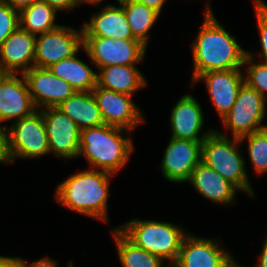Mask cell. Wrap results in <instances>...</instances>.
Instances as JSON below:
<instances>
[{"label":"cell","instance_id":"f35d334b","mask_svg":"<svg viewBox=\"0 0 267 267\" xmlns=\"http://www.w3.org/2000/svg\"><path fill=\"white\" fill-rule=\"evenodd\" d=\"M82 1L83 2H86V3H90V4H93V5H96V4H99V2L101 0H77V2H78L79 5L81 4Z\"/></svg>","mask_w":267,"mask_h":267},{"label":"cell","instance_id":"ffe728a7","mask_svg":"<svg viewBox=\"0 0 267 267\" xmlns=\"http://www.w3.org/2000/svg\"><path fill=\"white\" fill-rule=\"evenodd\" d=\"M207 199L215 203H233L238 189L202 161L194 168L188 180Z\"/></svg>","mask_w":267,"mask_h":267},{"label":"cell","instance_id":"9a60e30c","mask_svg":"<svg viewBox=\"0 0 267 267\" xmlns=\"http://www.w3.org/2000/svg\"><path fill=\"white\" fill-rule=\"evenodd\" d=\"M198 80H205L210 98L221 119L231 110L245 83L240 69L209 71L200 74L194 82Z\"/></svg>","mask_w":267,"mask_h":267},{"label":"cell","instance_id":"7402d4cb","mask_svg":"<svg viewBox=\"0 0 267 267\" xmlns=\"http://www.w3.org/2000/svg\"><path fill=\"white\" fill-rule=\"evenodd\" d=\"M97 86L132 95L146 85L145 77L135 65H113L99 68Z\"/></svg>","mask_w":267,"mask_h":267},{"label":"cell","instance_id":"74e56055","mask_svg":"<svg viewBox=\"0 0 267 267\" xmlns=\"http://www.w3.org/2000/svg\"><path fill=\"white\" fill-rule=\"evenodd\" d=\"M12 73L0 64V87Z\"/></svg>","mask_w":267,"mask_h":267},{"label":"cell","instance_id":"8d00e7d4","mask_svg":"<svg viewBox=\"0 0 267 267\" xmlns=\"http://www.w3.org/2000/svg\"><path fill=\"white\" fill-rule=\"evenodd\" d=\"M259 258V263L256 267H267V239L262 247V252Z\"/></svg>","mask_w":267,"mask_h":267},{"label":"cell","instance_id":"5b68a950","mask_svg":"<svg viewBox=\"0 0 267 267\" xmlns=\"http://www.w3.org/2000/svg\"><path fill=\"white\" fill-rule=\"evenodd\" d=\"M240 143L242 142L239 138L233 137L231 140L225 134L213 131L202 143L201 161L238 190L254 196L245 171V162L237 149Z\"/></svg>","mask_w":267,"mask_h":267},{"label":"cell","instance_id":"7c38bea8","mask_svg":"<svg viewBox=\"0 0 267 267\" xmlns=\"http://www.w3.org/2000/svg\"><path fill=\"white\" fill-rule=\"evenodd\" d=\"M92 94L101 111L104 124L133 130L143 118L138 107L131 100V95L115 92L96 86Z\"/></svg>","mask_w":267,"mask_h":267},{"label":"cell","instance_id":"30bf717a","mask_svg":"<svg viewBox=\"0 0 267 267\" xmlns=\"http://www.w3.org/2000/svg\"><path fill=\"white\" fill-rule=\"evenodd\" d=\"M41 108L50 152L66 159L78 157L81 129L57 107Z\"/></svg>","mask_w":267,"mask_h":267},{"label":"cell","instance_id":"4fadbf2b","mask_svg":"<svg viewBox=\"0 0 267 267\" xmlns=\"http://www.w3.org/2000/svg\"><path fill=\"white\" fill-rule=\"evenodd\" d=\"M216 240L187 234L181 244L175 267H230L235 261L230 253L220 248Z\"/></svg>","mask_w":267,"mask_h":267},{"label":"cell","instance_id":"52a82bcc","mask_svg":"<svg viewBox=\"0 0 267 267\" xmlns=\"http://www.w3.org/2000/svg\"><path fill=\"white\" fill-rule=\"evenodd\" d=\"M265 98L244 83L228 114L222 119L225 128H230L234 138H242L251 133L263 130L258 126L265 118Z\"/></svg>","mask_w":267,"mask_h":267},{"label":"cell","instance_id":"d590c367","mask_svg":"<svg viewBox=\"0 0 267 267\" xmlns=\"http://www.w3.org/2000/svg\"><path fill=\"white\" fill-rule=\"evenodd\" d=\"M0 267H20L19 258L0 256Z\"/></svg>","mask_w":267,"mask_h":267},{"label":"cell","instance_id":"603a6c76","mask_svg":"<svg viewBox=\"0 0 267 267\" xmlns=\"http://www.w3.org/2000/svg\"><path fill=\"white\" fill-rule=\"evenodd\" d=\"M48 69L77 92H90L97 86V73L78 59L76 54L54 63Z\"/></svg>","mask_w":267,"mask_h":267},{"label":"cell","instance_id":"d6a6232c","mask_svg":"<svg viewBox=\"0 0 267 267\" xmlns=\"http://www.w3.org/2000/svg\"><path fill=\"white\" fill-rule=\"evenodd\" d=\"M51 7L55 8L57 11L67 10L70 11L71 8L73 9L76 5H79L77 0H41Z\"/></svg>","mask_w":267,"mask_h":267},{"label":"cell","instance_id":"e575fe53","mask_svg":"<svg viewBox=\"0 0 267 267\" xmlns=\"http://www.w3.org/2000/svg\"><path fill=\"white\" fill-rule=\"evenodd\" d=\"M139 3L145 4L147 7H150L157 11L159 14L161 12L162 6L165 0H135Z\"/></svg>","mask_w":267,"mask_h":267},{"label":"cell","instance_id":"6da1fadb","mask_svg":"<svg viewBox=\"0 0 267 267\" xmlns=\"http://www.w3.org/2000/svg\"><path fill=\"white\" fill-rule=\"evenodd\" d=\"M205 21L192 44L194 71L192 82L209 71L240 69L247 55L241 46L220 25L210 6H206Z\"/></svg>","mask_w":267,"mask_h":267},{"label":"cell","instance_id":"ab89813d","mask_svg":"<svg viewBox=\"0 0 267 267\" xmlns=\"http://www.w3.org/2000/svg\"><path fill=\"white\" fill-rule=\"evenodd\" d=\"M230 267H240L239 265H237V263L234 261Z\"/></svg>","mask_w":267,"mask_h":267},{"label":"cell","instance_id":"d4e9b609","mask_svg":"<svg viewBox=\"0 0 267 267\" xmlns=\"http://www.w3.org/2000/svg\"><path fill=\"white\" fill-rule=\"evenodd\" d=\"M58 12L43 1L35 2L19 12V26L25 31L37 36L55 30L60 25L55 24V14Z\"/></svg>","mask_w":267,"mask_h":267},{"label":"cell","instance_id":"3957f363","mask_svg":"<svg viewBox=\"0 0 267 267\" xmlns=\"http://www.w3.org/2000/svg\"><path fill=\"white\" fill-rule=\"evenodd\" d=\"M123 130L127 131L107 124L81 129L79 156L84 155L92 169L100 167L114 175L133 151L130 137L121 135Z\"/></svg>","mask_w":267,"mask_h":267},{"label":"cell","instance_id":"8992f818","mask_svg":"<svg viewBox=\"0 0 267 267\" xmlns=\"http://www.w3.org/2000/svg\"><path fill=\"white\" fill-rule=\"evenodd\" d=\"M8 151L11 161L17 157L36 158L50 152L42 111L14 121L7 128ZM16 157V158H15Z\"/></svg>","mask_w":267,"mask_h":267},{"label":"cell","instance_id":"4316f807","mask_svg":"<svg viewBox=\"0 0 267 267\" xmlns=\"http://www.w3.org/2000/svg\"><path fill=\"white\" fill-rule=\"evenodd\" d=\"M248 139V152L257 174L267 171V129H263L240 138Z\"/></svg>","mask_w":267,"mask_h":267},{"label":"cell","instance_id":"cb8c5ba5","mask_svg":"<svg viewBox=\"0 0 267 267\" xmlns=\"http://www.w3.org/2000/svg\"><path fill=\"white\" fill-rule=\"evenodd\" d=\"M118 3L124 9L133 37L147 46L149 38L147 34L157 20L159 13L135 0H121Z\"/></svg>","mask_w":267,"mask_h":267},{"label":"cell","instance_id":"8fae6325","mask_svg":"<svg viewBox=\"0 0 267 267\" xmlns=\"http://www.w3.org/2000/svg\"><path fill=\"white\" fill-rule=\"evenodd\" d=\"M202 143L171 137L161 162L164 177L176 183L188 181L201 162Z\"/></svg>","mask_w":267,"mask_h":267},{"label":"cell","instance_id":"5bb4252c","mask_svg":"<svg viewBox=\"0 0 267 267\" xmlns=\"http://www.w3.org/2000/svg\"><path fill=\"white\" fill-rule=\"evenodd\" d=\"M32 102L36 107H57L77 92L68 82L55 76L48 68L32 67L24 74Z\"/></svg>","mask_w":267,"mask_h":267},{"label":"cell","instance_id":"836d02e7","mask_svg":"<svg viewBox=\"0 0 267 267\" xmlns=\"http://www.w3.org/2000/svg\"><path fill=\"white\" fill-rule=\"evenodd\" d=\"M18 12L41 0H2Z\"/></svg>","mask_w":267,"mask_h":267},{"label":"cell","instance_id":"f546056e","mask_svg":"<svg viewBox=\"0 0 267 267\" xmlns=\"http://www.w3.org/2000/svg\"><path fill=\"white\" fill-rule=\"evenodd\" d=\"M257 23L260 31V45L262 60L267 63V4L262 0H254Z\"/></svg>","mask_w":267,"mask_h":267},{"label":"cell","instance_id":"f1b7e54d","mask_svg":"<svg viewBox=\"0 0 267 267\" xmlns=\"http://www.w3.org/2000/svg\"><path fill=\"white\" fill-rule=\"evenodd\" d=\"M19 26V12L4 1H0V45Z\"/></svg>","mask_w":267,"mask_h":267},{"label":"cell","instance_id":"2e32d148","mask_svg":"<svg viewBox=\"0 0 267 267\" xmlns=\"http://www.w3.org/2000/svg\"><path fill=\"white\" fill-rule=\"evenodd\" d=\"M35 41V35L18 26L0 45V64L12 74H24L34 67Z\"/></svg>","mask_w":267,"mask_h":267},{"label":"cell","instance_id":"1f68e13d","mask_svg":"<svg viewBox=\"0 0 267 267\" xmlns=\"http://www.w3.org/2000/svg\"><path fill=\"white\" fill-rule=\"evenodd\" d=\"M27 260L24 261V259L19 258V266L20 267H57V264L55 261L50 259L49 257H45L42 259H39L37 261L32 262L31 265H28ZM72 262L69 263V267H72Z\"/></svg>","mask_w":267,"mask_h":267},{"label":"cell","instance_id":"d6986e66","mask_svg":"<svg viewBox=\"0 0 267 267\" xmlns=\"http://www.w3.org/2000/svg\"><path fill=\"white\" fill-rule=\"evenodd\" d=\"M83 36H98L111 39L137 40L131 33L124 9L107 5L101 12L93 14L83 27Z\"/></svg>","mask_w":267,"mask_h":267},{"label":"cell","instance_id":"9c48e42d","mask_svg":"<svg viewBox=\"0 0 267 267\" xmlns=\"http://www.w3.org/2000/svg\"><path fill=\"white\" fill-rule=\"evenodd\" d=\"M83 46V30L59 26L55 30L36 36L34 67L49 68L65 58L78 53Z\"/></svg>","mask_w":267,"mask_h":267},{"label":"cell","instance_id":"44dd1931","mask_svg":"<svg viewBox=\"0 0 267 267\" xmlns=\"http://www.w3.org/2000/svg\"><path fill=\"white\" fill-rule=\"evenodd\" d=\"M57 108L72 119L80 129L104 124L101 111L90 92H75Z\"/></svg>","mask_w":267,"mask_h":267},{"label":"cell","instance_id":"277c9868","mask_svg":"<svg viewBox=\"0 0 267 267\" xmlns=\"http://www.w3.org/2000/svg\"><path fill=\"white\" fill-rule=\"evenodd\" d=\"M118 229L136 246L170 260L177 261L183 239L188 234L171 223L134 219Z\"/></svg>","mask_w":267,"mask_h":267},{"label":"cell","instance_id":"484cf974","mask_svg":"<svg viewBox=\"0 0 267 267\" xmlns=\"http://www.w3.org/2000/svg\"><path fill=\"white\" fill-rule=\"evenodd\" d=\"M112 233L123 267H162V258L136 246L118 228Z\"/></svg>","mask_w":267,"mask_h":267},{"label":"cell","instance_id":"4dcf8cb0","mask_svg":"<svg viewBox=\"0 0 267 267\" xmlns=\"http://www.w3.org/2000/svg\"><path fill=\"white\" fill-rule=\"evenodd\" d=\"M0 162L12 163L8 151L7 128L0 126Z\"/></svg>","mask_w":267,"mask_h":267},{"label":"cell","instance_id":"e0dca14e","mask_svg":"<svg viewBox=\"0 0 267 267\" xmlns=\"http://www.w3.org/2000/svg\"><path fill=\"white\" fill-rule=\"evenodd\" d=\"M201 109V105L191 95H185L178 100L170 116L171 137L191 141H204L213 130L205 132L202 136L199 135L204 123Z\"/></svg>","mask_w":267,"mask_h":267},{"label":"cell","instance_id":"ba28073f","mask_svg":"<svg viewBox=\"0 0 267 267\" xmlns=\"http://www.w3.org/2000/svg\"><path fill=\"white\" fill-rule=\"evenodd\" d=\"M83 47L98 68L135 65L145 57L146 46L139 40L83 36Z\"/></svg>","mask_w":267,"mask_h":267},{"label":"cell","instance_id":"83f0119b","mask_svg":"<svg viewBox=\"0 0 267 267\" xmlns=\"http://www.w3.org/2000/svg\"><path fill=\"white\" fill-rule=\"evenodd\" d=\"M253 61V56L251 53L247 52L246 58L244 60V65H248L246 71L248 75L244 77L245 83L253 89H256L264 98L267 97L265 92H267V63H251Z\"/></svg>","mask_w":267,"mask_h":267},{"label":"cell","instance_id":"7a4b0ae2","mask_svg":"<svg viewBox=\"0 0 267 267\" xmlns=\"http://www.w3.org/2000/svg\"><path fill=\"white\" fill-rule=\"evenodd\" d=\"M110 175L92 168L73 174L57 186L56 198L72 211L106 222Z\"/></svg>","mask_w":267,"mask_h":267},{"label":"cell","instance_id":"ac0fdd59","mask_svg":"<svg viewBox=\"0 0 267 267\" xmlns=\"http://www.w3.org/2000/svg\"><path fill=\"white\" fill-rule=\"evenodd\" d=\"M21 75L23 80L11 74L0 87V122L20 120L37 109L32 102L27 81Z\"/></svg>","mask_w":267,"mask_h":267}]
</instances>
